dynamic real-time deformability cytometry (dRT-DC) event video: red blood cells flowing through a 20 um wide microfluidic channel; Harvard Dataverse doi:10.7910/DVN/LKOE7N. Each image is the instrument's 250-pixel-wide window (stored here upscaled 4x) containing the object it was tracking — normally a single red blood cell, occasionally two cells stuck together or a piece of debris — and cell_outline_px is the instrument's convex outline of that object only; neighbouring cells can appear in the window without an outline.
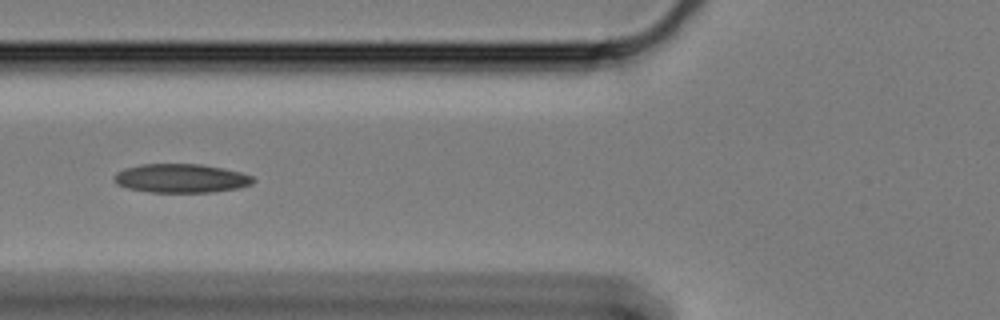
{"species": "Egyptian fruit bat (a non-hibernating species)", "species_latin": "Rousettus aegyptiacus", "temperature_condition": "cold", "stored_images_in_passage": 23, "camera_frame_rate_fps": 3000, "um_per_image_px": 0.085, "animal": {"sex": "female"}, "frame": {"image": 1, "passage_image": 7, "time_ms": 2.0, "image_size_px": [1000, 320], "cell_outline_px": [[256, 180], [252, 184], [240, 188], [212, 192], [148, 192], [128, 188], [116, 184], [116, 172], [124, 168], [140, 164], [200, 164], [224, 168], [240, 172], [252, 176]], "centroid_in_image_um": [15.42, 15.15], "position_along_channel_um": 110.4, "area_um2": 23.41}}
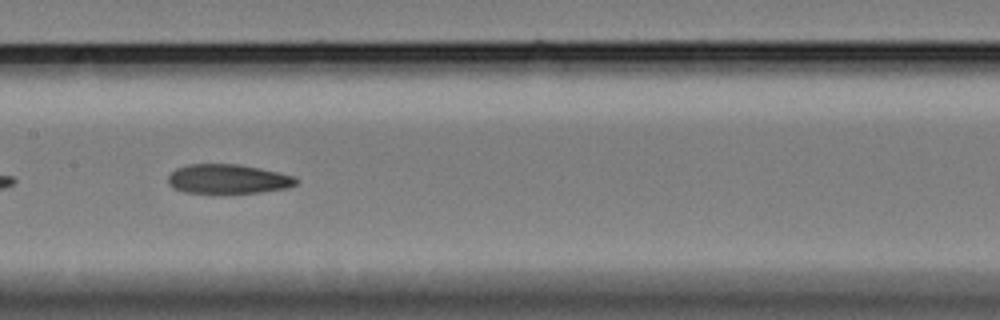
{"frame": {"image": 2, "passage_image": 14, "time_ms": 4.333, "image_size_px": [1000, 320], "cell_outline_px": [[300, 180], [296, 184], [288, 188], [260, 192], [220, 196], [216, 196], [184, 192], [172, 188], [168, 184], [168, 176], [176, 168], [188, 164], [240, 164], [260, 168], [296, 176]], "centroid_in_image_um": [19.37, 15.26], "position_along_channel_um": 188.0, "area_um2": 23.06}}
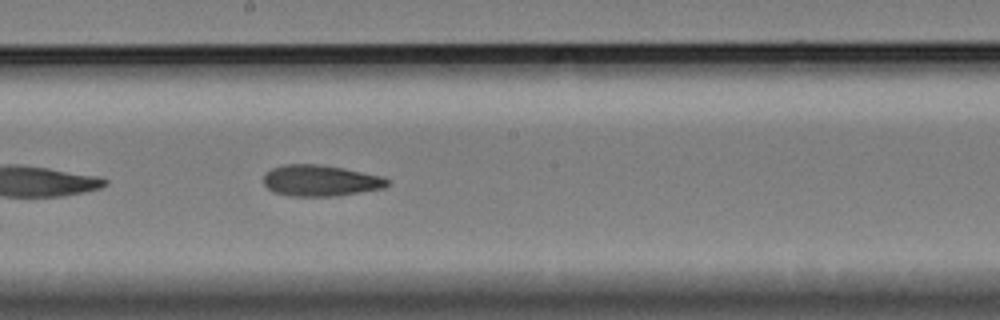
{"frame": {"image": 3, "passage_image": 17, "time_ms": 5.333, "image_size_px": [1000, 320], "cell_outline_px": [[392, 180], [384, 188], [340, 196], [288, 196], [272, 192], [264, 184], [264, 172], [272, 168], [284, 164], [316, 164], [344, 168], [384, 176]], "centroid_in_image_um": [27.26, 15.35], "position_along_channel_um": 220.9, "area_um2": 22.89}}